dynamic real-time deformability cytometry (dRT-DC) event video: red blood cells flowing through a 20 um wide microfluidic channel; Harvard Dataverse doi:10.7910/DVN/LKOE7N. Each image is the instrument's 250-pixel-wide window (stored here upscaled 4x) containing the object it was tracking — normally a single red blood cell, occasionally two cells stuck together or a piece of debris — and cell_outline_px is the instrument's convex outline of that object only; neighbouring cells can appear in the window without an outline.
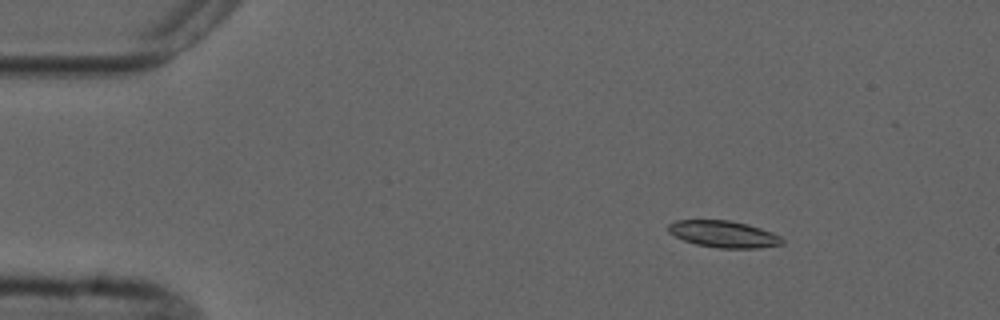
{"species": "common noctule bat (a hibernating species)", "species_latin": "Nyctalus noctula", "temperature_condition": "cold", "stored_images_in_passage": 5, "camera_frame_rate_fps": 3000, "um_per_image_px": 0.085, "animal": {"sex": "male", "forearm_length_mm": 52.5}, "frame": {"image": 1, "passage_image": 2, "time_ms": 2.0, "image_size_px": [1000, 320], "cell_outline_px": [[784, 244], [760, 248], [716, 248], [696, 244], [684, 240], [668, 232], [668, 224], [676, 220], [728, 220], [748, 224], [772, 232], [780, 236], [784, 240]], "centroid_in_image_um": [61.53, 19.9], "position_along_channel_um": 23.5, "area_um2": 17.8}}
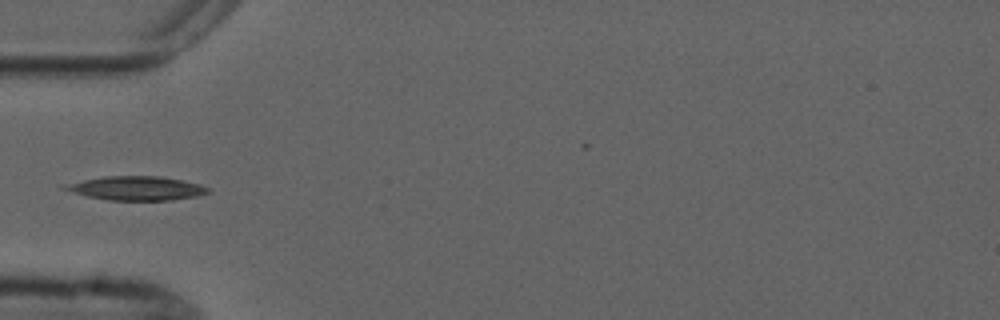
{"frame": {"image": 2, "passage_image": 5, "time_ms": 5.333, "image_size_px": [1000, 320], "cell_outline_px": [[208, 192], [196, 196], [172, 200], [108, 200], [88, 196], [60, 188], [60, 184], [104, 176], [160, 176], [200, 184], [208, 188]], "centroid_in_image_um": [11.53, 15.99], "position_along_channel_um": 73.5, "area_um2": 19.88}}